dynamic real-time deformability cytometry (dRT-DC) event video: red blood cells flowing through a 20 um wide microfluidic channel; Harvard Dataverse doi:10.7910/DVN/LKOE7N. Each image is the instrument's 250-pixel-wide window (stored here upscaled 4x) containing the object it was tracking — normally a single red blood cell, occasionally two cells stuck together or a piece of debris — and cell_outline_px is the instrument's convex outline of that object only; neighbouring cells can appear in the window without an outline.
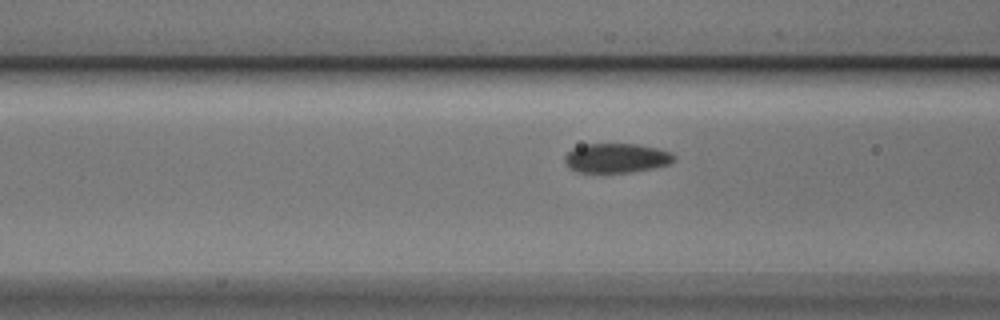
{"species": "Egyptian fruit bat (a non-hibernating species)", "species_latin": "Rousettus aegyptiacus", "temperature_condition": "cold", "stored_images_in_passage": 5, "camera_frame_rate_fps": 3000, "um_per_image_px": 0.085, "animal": {"sex": "male"}, "frame": {"image": 1, "passage_image": 4, "time_ms": 1.0, "image_size_px": [1000, 320], "cell_outline_px": [[676, 160], [668, 164], [652, 168], [628, 172], [580, 172], [572, 168], [564, 160], [564, 156], [572, 148], [584, 144], [640, 144], [656, 148], [668, 152], [676, 156]], "centroid_in_image_um": [52.4, 13.42], "position_along_channel_um": 114.2, "area_um2": 18.5}}